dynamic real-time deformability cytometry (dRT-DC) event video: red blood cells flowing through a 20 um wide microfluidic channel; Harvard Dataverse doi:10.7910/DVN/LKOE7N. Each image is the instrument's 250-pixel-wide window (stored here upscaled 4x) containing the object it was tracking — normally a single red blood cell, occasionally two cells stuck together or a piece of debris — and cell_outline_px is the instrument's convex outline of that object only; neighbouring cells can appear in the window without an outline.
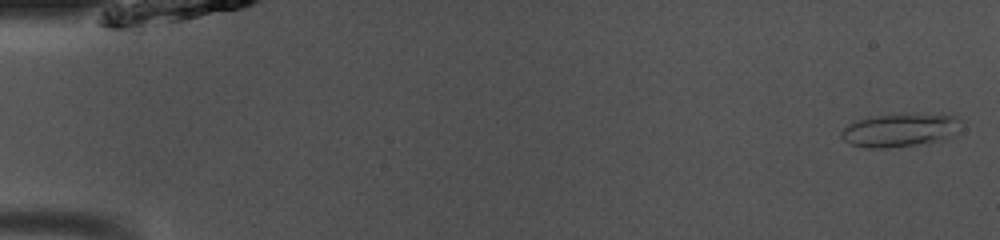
{"species": "common noctule bat (a hibernating species)", "species_latin": "Nyctalus noctula", "temperature_condition": "room temperature", "stored_images_in_passage": 49, "camera_frame_rate_fps": 3000, "um_per_image_px": 0.085, "animal": {"sex": "male", "body_mass_g": 13.0, "forearm_length_mm": 53.1}, "frame": {"image": 1, "passage_image": 2, "time_ms": 0.333, "image_size_px": [1000, 240], "cell_outline_px": [[960, 120], [956, 136], [944, 140], [888, 148], [868, 148], [852, 144], [844, 140], [840, 136], [840, 132], [848, 124], [868, 116], [956, 116]], "centroid_in_image_um": [76.46, 11.11], "position_along_channel_um": 8.5, "area_um2": 22.48}}
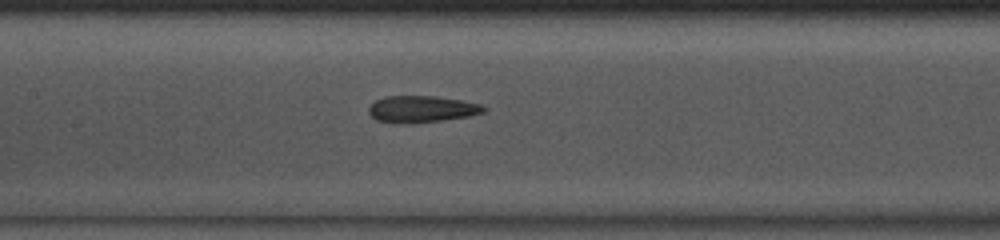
{"frame": {"image": 2, "passage_image": 24, "time_ms": 7.667, "image_size_px": [1000, 240], "cell_outline_px": [[488, 108], [484, 112], [468, 116], [444, 120], [412, 124], [404, 124], [376, 120], [368, 112], [368, 108], [376, 100], [384, 96], [436, 96], [460, 100], [480, 104]], "centroid_in_image_um": [35.83, 9.28], "position_along_channel_um": 171.6, "area_um2": 17.98}}
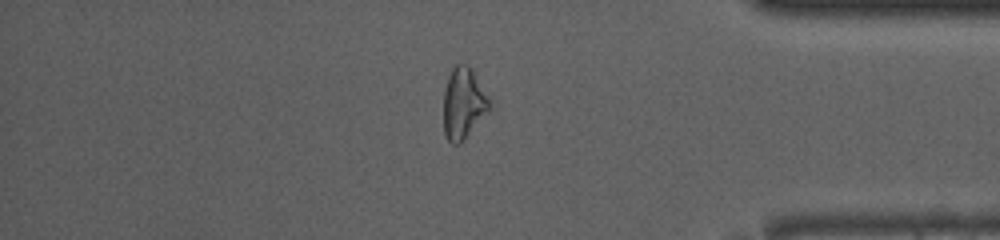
{"frame": {"image": 3, "passage_image": 42, "time_ms": 13.667, "image_size_px": [1000, 240], "cell_outline_px": [[492, 108], [464, 140], [460, 144], [452, 144], [448, 140], [444, 132], [444, 88], [448, 76], [452, 68], [456, 64], [468, 64], [472, 68], [492, 100]], "centroid_in_image_um": [39.43, 8.77], "position_along_channel_um": 395.8, "area_um2": 19.59}, "authors_computed_cell_mechanics": {"area_um2": 19.1318, "velocity_mm_per_s": 4.1021, "shape_relaxation_time_tau1_ms": 10.1874, "shape_relaxation_time_tau2_ms": 2.516, "deformation_change_tau1": 0.2462, "deformation_change_tau2": 0.1154}}